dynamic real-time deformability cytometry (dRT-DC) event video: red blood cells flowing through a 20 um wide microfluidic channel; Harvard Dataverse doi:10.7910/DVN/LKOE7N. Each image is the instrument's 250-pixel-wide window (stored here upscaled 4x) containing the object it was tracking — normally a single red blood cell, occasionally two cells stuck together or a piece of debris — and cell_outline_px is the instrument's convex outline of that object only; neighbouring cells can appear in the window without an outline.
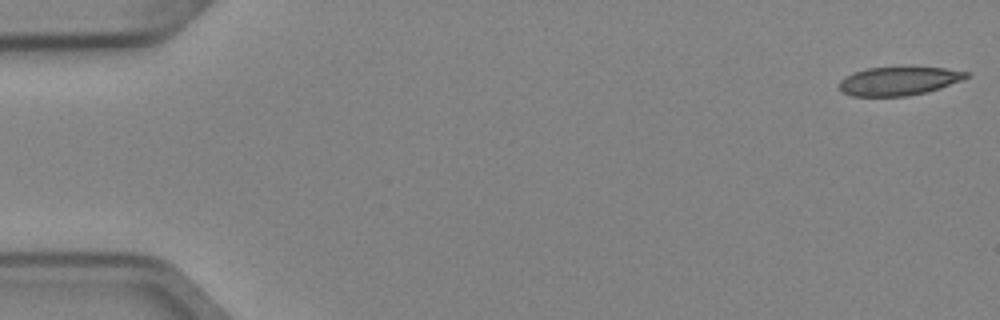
{"species": "Egyptian fruit bat (a non-hibernating species)", "species_latin": "Rousettus aegyptiacus", "temperature_condition": "cold", "stored_images_in_passage": 11, "camera_frame_rate_fps": 3000, "um_per_image_px": 0.085, "animal": {"sex": "female"}, "frame": {"image": 1, "passage_image": 1, "time_ms": 0.0, "image_size_px": [1000, 320], "cell_outline_px": [[968, 76], [960, 80], [940, 88], [908, 96], [852, 96], [840, 92], [840, 80], [852, 72], [868, 68], [944, 68], [968, 72]], "centroid_in_image_um": [76.33, 6.9], "position_along_channel_um": 8.7, "area_um2": 20.75}}